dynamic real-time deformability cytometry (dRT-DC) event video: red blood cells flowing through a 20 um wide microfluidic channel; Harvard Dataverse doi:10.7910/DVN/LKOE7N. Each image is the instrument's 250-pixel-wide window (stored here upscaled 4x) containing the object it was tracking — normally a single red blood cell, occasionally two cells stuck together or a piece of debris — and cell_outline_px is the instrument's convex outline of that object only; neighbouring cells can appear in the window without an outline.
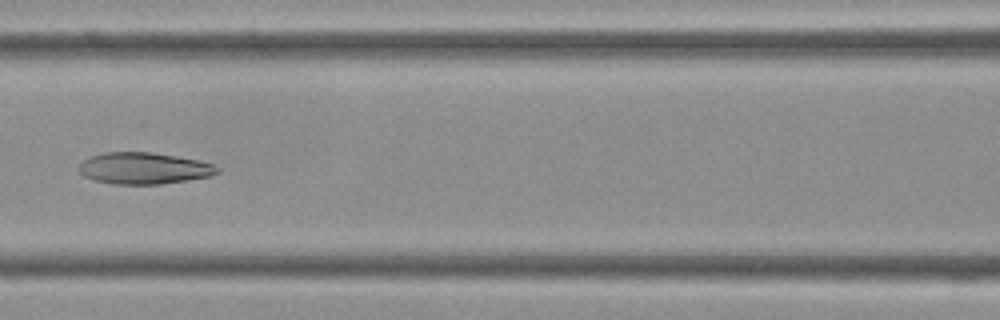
{"species": "Egyptian fruit bat (a non-hibernating species)", "species_latin": "Rousettus aegyptiacus", "temperature_condition": "cold", "stored_images_in_passage": 38, "camera_frame_rate_fps": 3000, "um_per_image_px": 0.085, "frame": {"image": 1, "passage_image": 14, "time_ms": 4.333, "image_size_px": [1000, 320], "cell_outline_px": [[220, 172], [212, 176], [160, 184], [112, 184], [96, 180], [84, 176], [80, 172], [80, 164], [84, 160], [92, 156], [104, 152], [152, 152], [200, 160], [212, 164], [220, 168]], "centroid_in_image_um": [12.27, 14.3], "position_along_channel_um": 154.3, "area_um2": 25.37}}
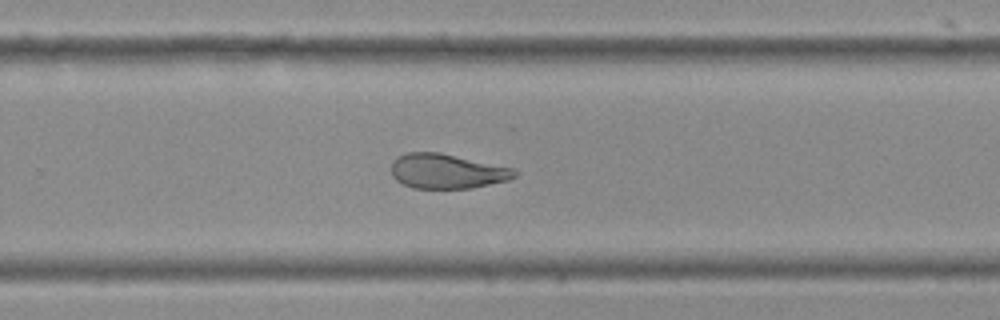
{"frame": {"image": 2, "passage_image": 23, "time_ms": 7.333, "image_size_px": [1000, 320], "cell_outline_px": [[516, 176], [508, 180], [472, 188], [412, 188], [396, 180], [392, 176], [392, 160], [408, 152], [440, 152], [512, 168], [516, 172]], "centroid_in_image_um": [37.96, 14.55], "position_along_channel_um": 291.8, "area_um2": 24.74}}
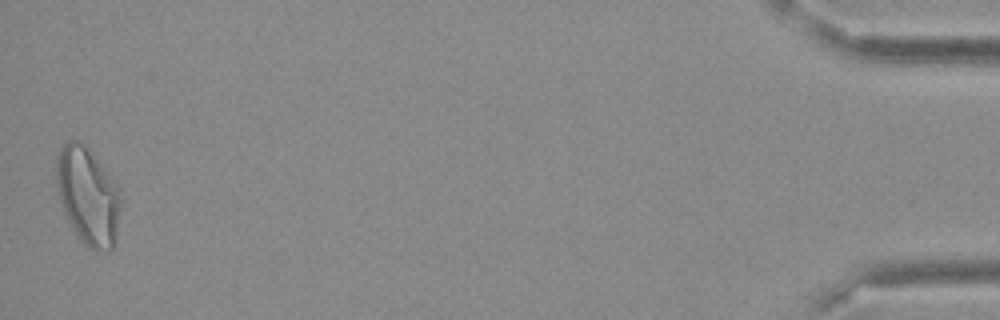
{"frame": {"image": 3, "passage_image": 38, "time_ms": 12.333, "image_size_px": [1000, 320], "cell_outline_px": [[120, 208], [116, 244], [108, 252], [96, 252], [88, 248], [76, 236], [64, 212], [56, 192], [56, 160], [60, 148], [68, 140], [76, 140], [84, 144], [116, 180], [120, 188]], "centroid_in_image_um": [7.48, 16.7], "position_along_channel_um": 427.7, "area_um2": 37.4}}